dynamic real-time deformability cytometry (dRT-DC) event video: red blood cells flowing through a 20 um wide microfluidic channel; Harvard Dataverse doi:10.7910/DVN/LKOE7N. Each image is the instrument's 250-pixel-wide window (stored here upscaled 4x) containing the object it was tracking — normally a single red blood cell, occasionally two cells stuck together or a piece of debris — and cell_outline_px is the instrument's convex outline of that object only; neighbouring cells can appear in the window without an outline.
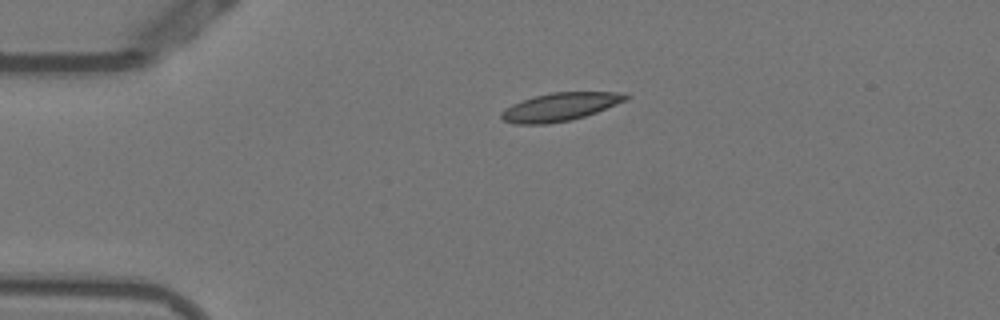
{"species": "Egyptian fruit bat (a non-hibernating species)", "species_latin": "Rousettus aegyptiacus", "temperature_condition": "warm", "stored_images_in_passage": 39, "camera_frame_rate_fps": 3000, "um_per_image_px": 0.085, "animal": {"sex": "female"}, "frame": {"image": 1, "passage_image": 1, "time_ms": 0.0, "image_size_px": [1000, 320], "cell_outline_px": [[632, 96], [628, 100], [596, 112], [572, 120], [548, 124], [512, 124], [504, 120], [500, 116], [500, 112], [504, 108], [512, 104], [536, 96], [552, 92], [624, 92]], "centroid_in_image_um": [47.63, 9.08], "position_along_channel_um": 37.4, "area_um2": 20.52}}
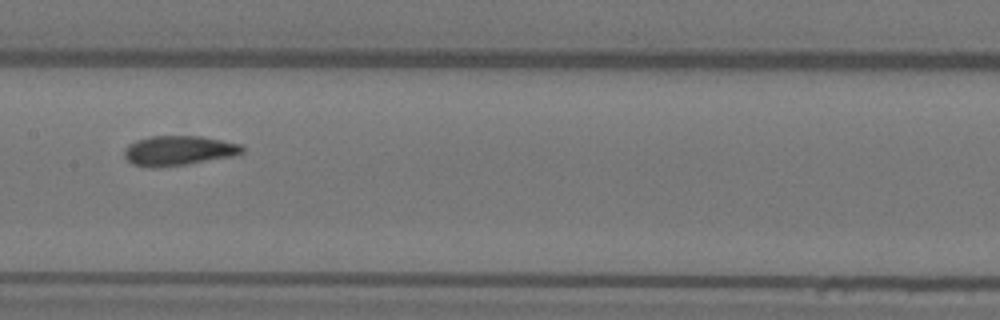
{"frame": {"image": 2, "passage_image": 16, "time_ms": 5.0, "image_size_px": [1000, 320], "cell_outline_px": [[244, 152], [236, 156], [188, 164], [156, 168], [152, 168], [132, 164], [124, 156], [124, 148], [128, 144], [136, 140], [152, 136], [200, 136], [240, 144], [244, 148]], "centroid_in_image_um": [15.17, 12.81], "position_along_channel_um": 192.2, "area_um2": 20.63}}
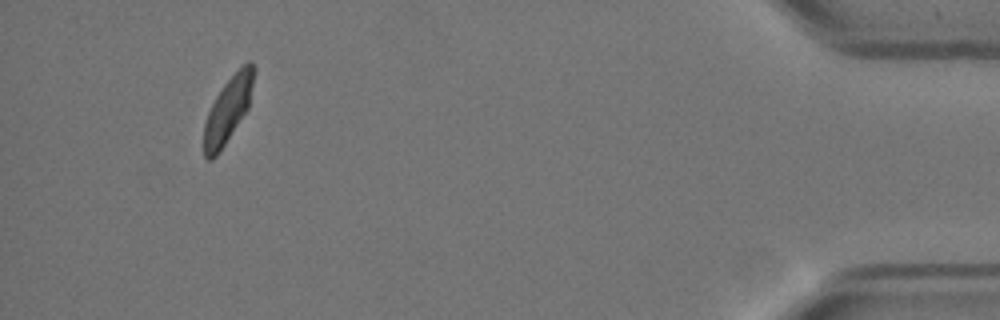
{"frame": {"image": 3, "passage_image": 39, "time_ms": 12.667, "image_size_px": [1000, 320], "cell_outline_px": [[256, 68], [248, 108], [220, 152], [212, 160], [208, 160], [204, 156], [204, 124], [208, 112], [216, 96], [224, 84], [248, 60], [252, 60]], "centroid_in_image_um": [19.39, 9.33], "position_along_channel_um": 415.8, "area_um2": 18.9}, "authors_computed_cell_mechanics": {"area_um2": 20.1722, "velocity_mm_per_s": 3.802, "shape_relaxation_time_tau1_ms": 4.2552, "shape_relaxation_time_tau2_ms": 1.2225, "deformation_change_tau1": 0.168, "deformation_change_tau2": 0.066}}